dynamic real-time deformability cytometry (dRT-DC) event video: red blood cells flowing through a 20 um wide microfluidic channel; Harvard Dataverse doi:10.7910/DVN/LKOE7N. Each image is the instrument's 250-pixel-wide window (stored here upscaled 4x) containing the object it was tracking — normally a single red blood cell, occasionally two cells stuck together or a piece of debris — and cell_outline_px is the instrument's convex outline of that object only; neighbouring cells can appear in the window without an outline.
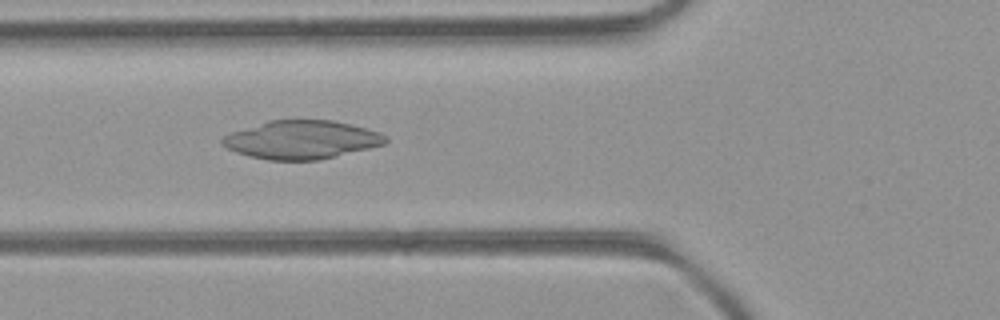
{"species": "common noctule bat (a hibernating species)", "species_latin": "Nyctalus noctula", "temperature_condition": "room temperature", "stored_images_in_passage": 37, "camera_frame_rate_fps": 3000, "um_per_image_px": 0.085, "animal": {"sex": "female", "body_mass_g": 21.9}, "frame": {"image": 1, "passage_image": 11, "time_ms": 3.333, "image_size_px": [1000, 320], "cell_outline_px": [[388, 140], [384, 144], [320, 160], [268, 160], [248, 156], [236, 152], [228, 148], [220, 140], [224, 136], [232, 132], [268, 120], [332, 120], [380, 132], [388, 136]], "centroid_in_image_um": [25.63, 11.88], "position_along_channel_um": 100.2, "area_um2": 36.24}}
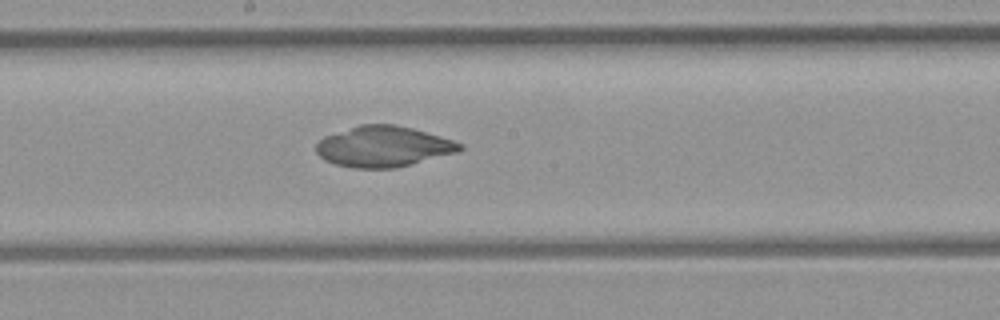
{"frame": {"image": 2, "passage_image": 19, "time_ms": 6.0, "image_size_px": [1000, 320], "cell_outline_px": [[464, 148], [460, 152], [396, 168], [352, 168], [336, 164], [324, 160], [316, 152], [316, 144], [324, 136], [360, 124], [396, 124], [412, 128], [440, 136], [464, 144]], "centroid_in_image_um": [32.61, 12.46], "position_along_channel_um": 215.6, "area_um2": 34.28}}
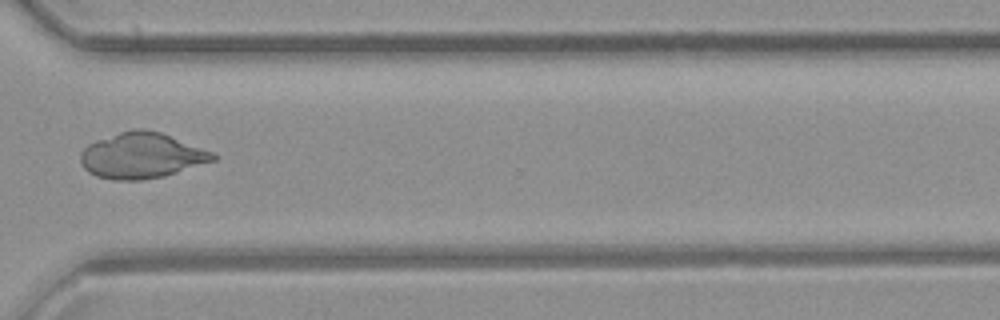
{"frame": {"image": 3, "passage_image": 29, "time_ms": 9.333, "image_size_px": [1000, 320], "cell_outline_px": [[216, 160], [164, 176], [140, 180], [112, 180], [96, 176], [88, 172], [84, 168], [80, 160], [80, 152], [88, 144], [96, 140], [132, 128], [144, 128], [160, 132], [212, 152], [216, 156]], "centroid_in_image_um": [12.0, 13.22], "position_along_channel_um": 358.6, "area_um2": 35.14}}